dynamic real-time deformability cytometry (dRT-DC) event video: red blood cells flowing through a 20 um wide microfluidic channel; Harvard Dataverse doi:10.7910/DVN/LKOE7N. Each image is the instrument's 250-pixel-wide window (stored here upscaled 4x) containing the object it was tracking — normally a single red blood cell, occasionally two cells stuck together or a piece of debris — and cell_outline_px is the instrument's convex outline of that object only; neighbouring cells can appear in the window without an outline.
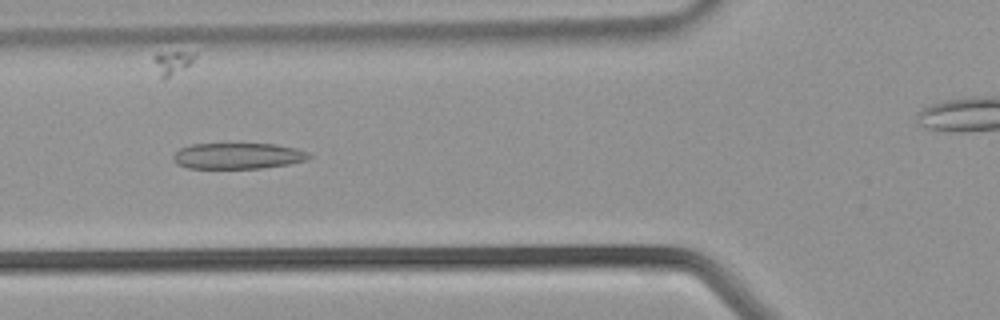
{"species": "common noctule bat (a hibernating species)", "species_latin": "Nyctalus noctula", "temperature_condition": "warm", "stored_images_in_passage": 39, "camera_frame_rate_fps": 3000, "um_per_image_px": 0.085, "animal": {"sex": "male", "body_mass_g": 21.5, "forearm_length_mm": 52.0}, "frame": {"image": 1, "passage_image": 14, "time_ms": 4.333, "image_size_px": [1000, 320], "cell_outline_px": [[312, 156], [308, 160], [288, 164], [260, 168], [188, 168], [176, 164], [172, 160], [172, 156], [180, 148], [192, 144], [276, 144], [296, 148], [308, 152]], "centroid_in_image_um": [20.22, 13.25], "position_along_channel_um": 105.6, "area_um2": 20.63}}
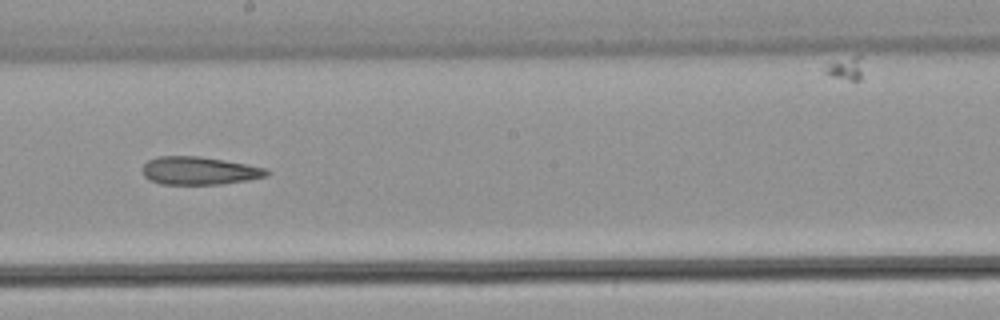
{"frame": {"image": 2, "passage_image": 21, "time_ms": 6.667, "image_size_px": [1000, 320], "cell_outline_px": [[272, 172], [268, 176], [248, 180], [220, 184], [160, 184], [148, 180], [144, 176], [144, 164], [148, 160], [160, 156], [200, 156], [224, 160], [264, 168]], "centroid_in_image_um": [16.94, 14.51], "position_along_channel_um": 231.3, "area_um2": 20.17}}
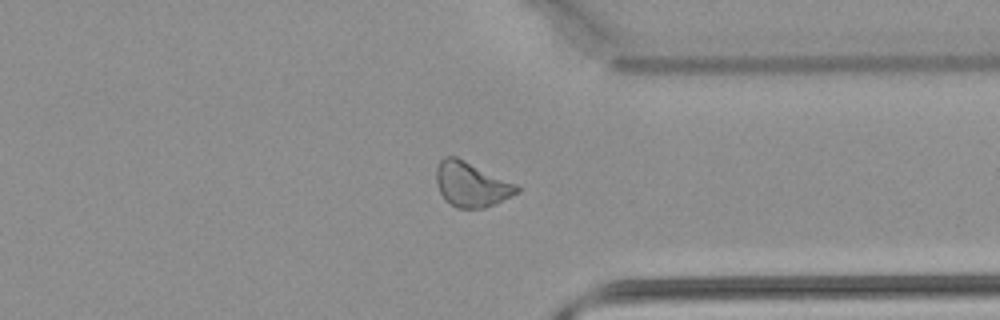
{"frame": {"image": 3, "passage_image": 29, "time_ms": 9.333, "image_size_px": [1000, 320], "cell_outline_px": [[520, 192], [512, 196], [484, 208], [456, 208], [440, 192], [436, 184], [436, 168], [440, 160], [444, 156], [456, 156], [516, 184], [520, 188]], "centroid_in_image_um": [40.06, 15.66], "position_along_channel_um": 371.3, "area_um2": 20.81}}